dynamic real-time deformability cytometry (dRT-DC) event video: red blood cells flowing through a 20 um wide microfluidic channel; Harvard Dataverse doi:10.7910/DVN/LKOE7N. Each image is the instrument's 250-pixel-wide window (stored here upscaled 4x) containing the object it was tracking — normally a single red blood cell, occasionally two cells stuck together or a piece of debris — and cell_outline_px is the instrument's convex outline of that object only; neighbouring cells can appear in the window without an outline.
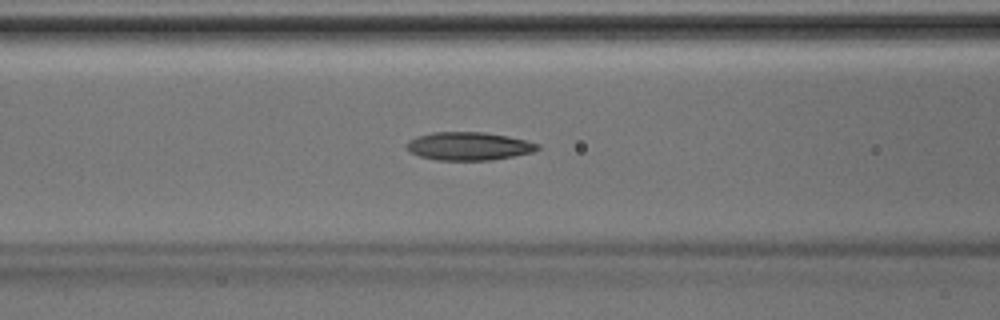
{"species": "Egyptian fruit bat (a non-hibernating species)", "species_latin": "Rousettus aegyptiacus", "temperature_condition": "room temperature", "stored_images_in_passage": 36, "camera_frame_rate_fps": 3000, "um_per_image_px": 0.085, "animal": {"sex": "male"}, "frame": {"image": 1, "passage_image": 18, "time_ms": 5.667, "image_size_px": [1000, 320], "cell_outline_px": [[540, 148], [532, 152], [492, 160], [436, 160], [420, 156], [408, 152], [404, 144], [408, 140], [416, 136], [432, 132], [484, 132], [508, 136], [540, 144]], "centroid_in_image_um": [39.78, 12.42], "position_along_channel_um": 126.8, "area_um2": 21.62}}
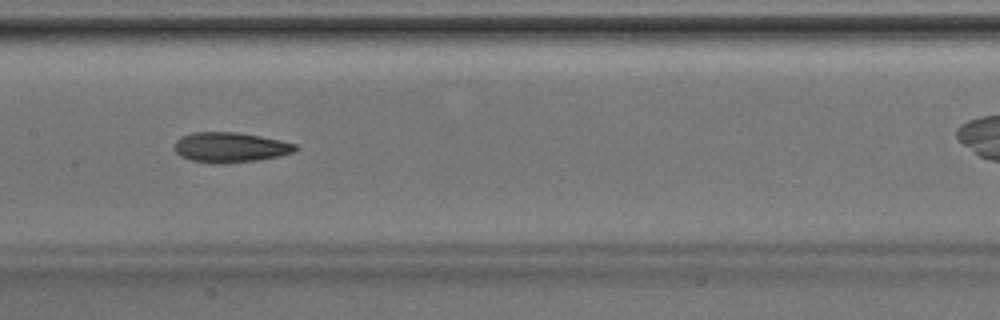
{"frame": {"image": 2, "passage_image": 22, "time_ms": 7.0, "image_size_px": [1000, 320], "cell_outline_px": [[300, 148], [296, 152], [256, 160], [220, 164], [188, 160], [180, 156], [172, 148], [172, 144], [180, 136], [192, 132], [236, 132], [260, 136], [280, 140], [296, 144]], "centroid_in_image_um": [19.52, 12.52], "position_along_channel_um": 187.9, "area_um2": 21.44}}
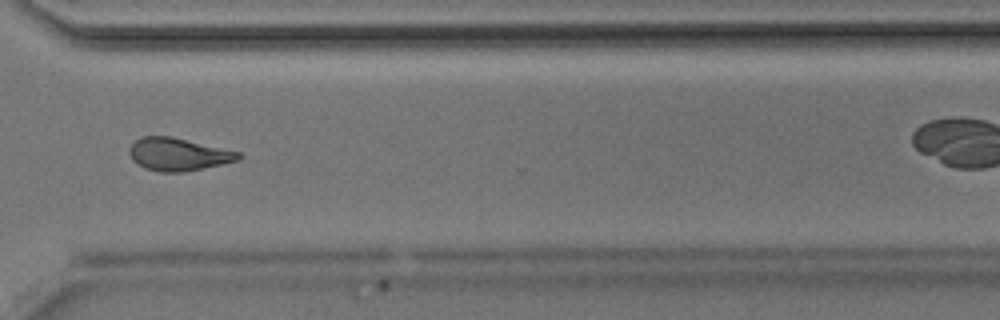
{"frame": {"image": 3, "passage_image": 33, "time_ms": 10.667, "image_size_px": [1000, 320], "cell_outline_px": [[244, 156], [240, 160], [184, 172], [160, 172], [144, 168], [136, 164], [132, 160], [128, 152], [128, 148], [140, 136], [172, 136], [240, 152]], "centroid_in_image_um": [15.13, 13.11], "position_along_channel_um": 355.5, "area_um2": 21.04}}